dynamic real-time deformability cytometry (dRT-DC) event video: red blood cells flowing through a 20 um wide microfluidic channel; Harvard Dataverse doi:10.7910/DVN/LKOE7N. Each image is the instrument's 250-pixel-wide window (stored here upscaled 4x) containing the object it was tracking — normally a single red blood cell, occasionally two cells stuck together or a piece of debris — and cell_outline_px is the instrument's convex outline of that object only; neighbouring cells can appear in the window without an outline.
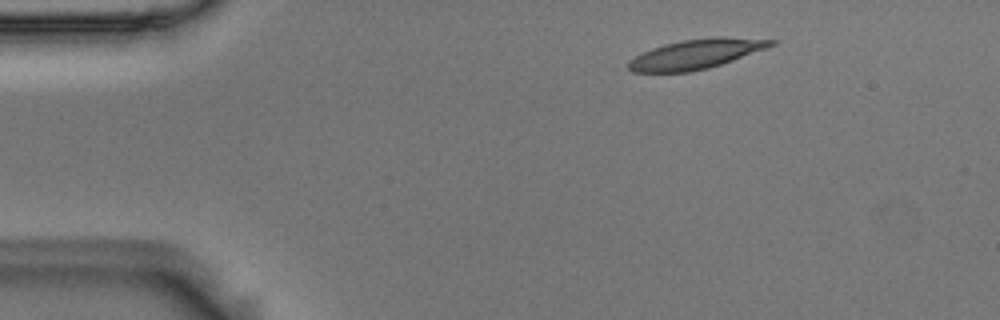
{"species": "Egyptian fruit bat (a non-hibernating species)", "species_latin": "Rousettus aegyptiacus", "temperature_condition": "room temperature", "stored_images_in_passage": 3, "camera_frame_rate_fps": 3000, "um_per_image_px": 0.085, "animal": {"sex": "male"}, "frame": {"image": 1, "passage_image": 1, "time_ms": 0.0, "image_size_px": [1000, 320], "cell_outline_px": [[776, 44], [768, 48], [708, 68], [688, 72], [632, 72], [628, 68], [628, 60], [652, 48], [664, 44], [684, 40], [716, 36], [776, 40]], "centroid_in_image_um": [59.17, 4.59], "position_along_channel_um": 25.8, "area_um2": 24.39}}